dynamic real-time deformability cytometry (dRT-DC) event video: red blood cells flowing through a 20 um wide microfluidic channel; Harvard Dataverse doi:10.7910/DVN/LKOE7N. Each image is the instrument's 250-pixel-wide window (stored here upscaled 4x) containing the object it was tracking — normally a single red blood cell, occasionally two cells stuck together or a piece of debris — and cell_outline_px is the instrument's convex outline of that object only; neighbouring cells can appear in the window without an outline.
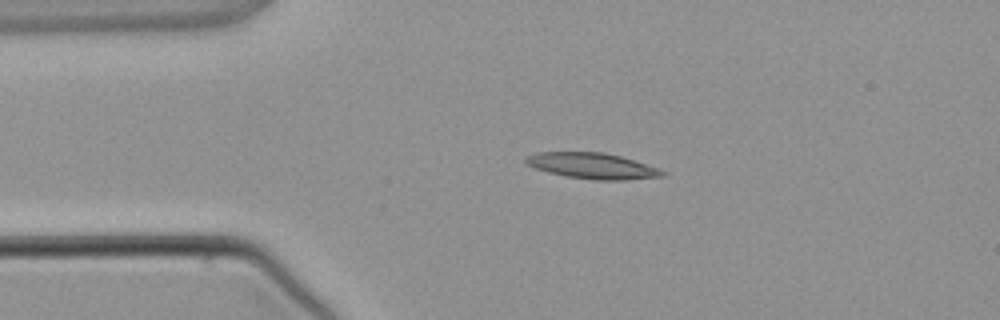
{"species": "common noctule bat (a hibernating species)", "species_latin": "Nyctalus noctula", "temperature_condition": "warm", "stored_images_in_passage": 2, "camera_frame_rate_fps": 3000, "um_per_image_px": 0.085, "animal": {"sex": "male", "body_mass_g": 21.5, "forearm_length_mm": 52.0}, "frame": {"image": 1, "passage_image": 1, "time_ms": 0.0, "image_size_px": [1000, 320], "cell_outline_px": [[668, 172], [664, 176], [624, 180], [596, 180], [568, 176], [548, 172], [536, 168], [528, 164], [524, 160], [524, 156], [536, 152], [604, 152], [620, 156]], "centroid_in_image_um": [50.32, 14.09], "position_along_channel_um": 34.7, "area_um2": 20.35}}
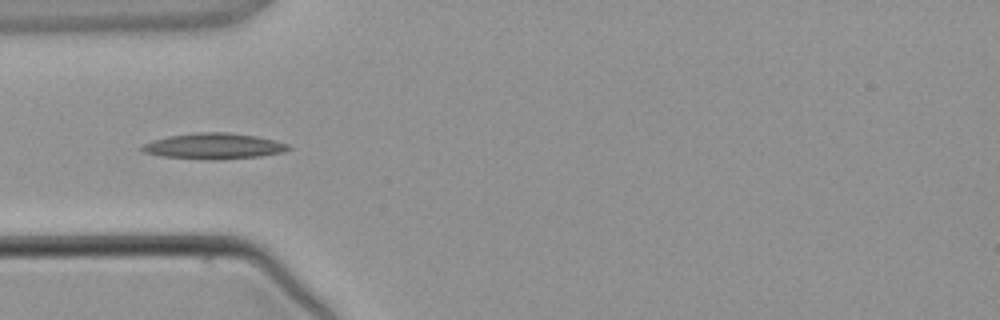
{"frame": {"image": 2, "passage_image": 2, "time_ms": 1.333, "image_size_px": [1000, 320], "cell_outline_px": [[292, 148], [284, 152], [260, 156], [216, 160], [208, 160], [160, 156], [144, 152], [140, 148], [144, 144], [152, 140], [168, 136], [196, 132], [228, 132], [256, 136], [288, 144]], "centroid_in_image_um": [18.16, 12.42], "position_along_channel_um": 66.8, "area_um2": 22.08}}